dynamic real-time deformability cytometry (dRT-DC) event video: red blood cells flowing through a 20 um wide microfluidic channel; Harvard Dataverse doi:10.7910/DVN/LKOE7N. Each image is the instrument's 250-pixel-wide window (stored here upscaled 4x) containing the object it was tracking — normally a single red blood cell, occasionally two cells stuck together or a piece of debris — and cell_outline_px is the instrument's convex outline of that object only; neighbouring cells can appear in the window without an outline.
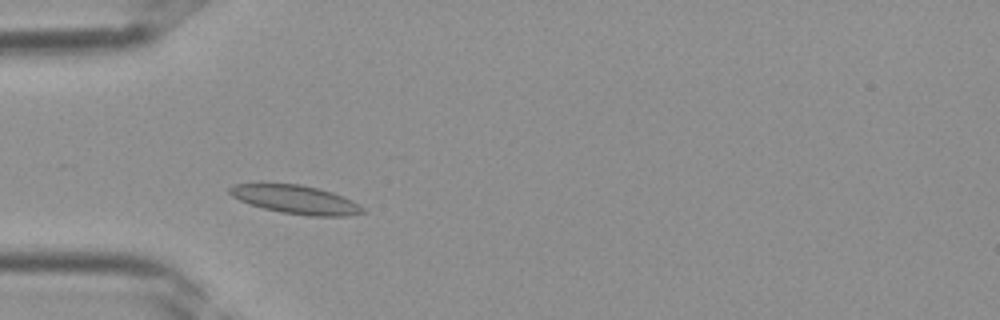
{"species": "Egyptian fruit bat (a non-hibernating species)", "species_latin": "Rousettus aegyptiacus", "temperature_condition": "room temperature", "stored_images_in_passage": 33, "camera_frame_rate_fps": 3000, "um_per_image_px": 0.085, "frame": {"image": 1, "passage_image": 6, "time_ms": 1.667, "image_size_px": [1000, 320], "cell_outline_px": [[364, 212], [344, 216], [308, 216], [280, 212], [264, 208], [240, 200], [232, 196], [228, 192], [228, 188], [232, 184], [260, 180], [300, 184], [332, 192], [344, 196], [352, 200], [364, 208]], "centroid_in_image_um": [25.02, 16.9], "position_along_channel_um": 60.0, "area_um2": 22.89}}
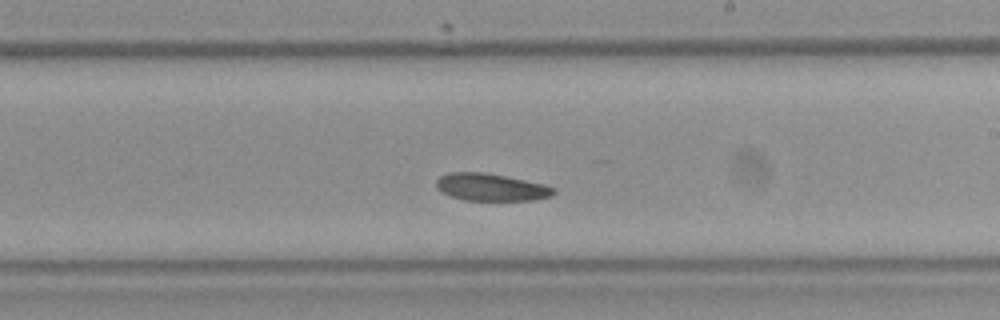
{"frame": {"image": 2, "passage_image": 17, "time_ms": 5.333, "image_size_px": [1000, 320], "cell_outline_px": [[556, 192], [552, 196], [532, 200], [464, 200], [440, 192], [436, 184], [436, 180], [440, 176], [448, 172], [484, 172], [544, 184], [556, 188]], "centroid_in_image_um": [41.74, 15.91], "position_along_channel_um": 247.3, "area_um2": 18.67}}
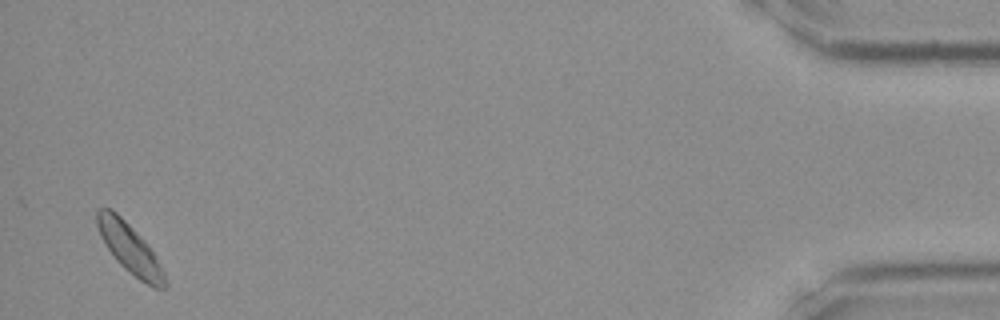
{"frame": {"image": 3, "passage_image": 32, "time_ms": 10.333, "image_size_px": [1000, 320], "cell_outline_px": [[168, 284], [164, 288], [152, 288], [140, 280], [124, 268], [116, 260], [100, 236], [96, 224], [96, 212], [100, 208], [112, 208], [148, 244], [160, 264], [164, 272]], "centroid_in_image_um": [11.03, 21.13], "position_along_channel_um": 424.2, "area_um2": 19.42}}